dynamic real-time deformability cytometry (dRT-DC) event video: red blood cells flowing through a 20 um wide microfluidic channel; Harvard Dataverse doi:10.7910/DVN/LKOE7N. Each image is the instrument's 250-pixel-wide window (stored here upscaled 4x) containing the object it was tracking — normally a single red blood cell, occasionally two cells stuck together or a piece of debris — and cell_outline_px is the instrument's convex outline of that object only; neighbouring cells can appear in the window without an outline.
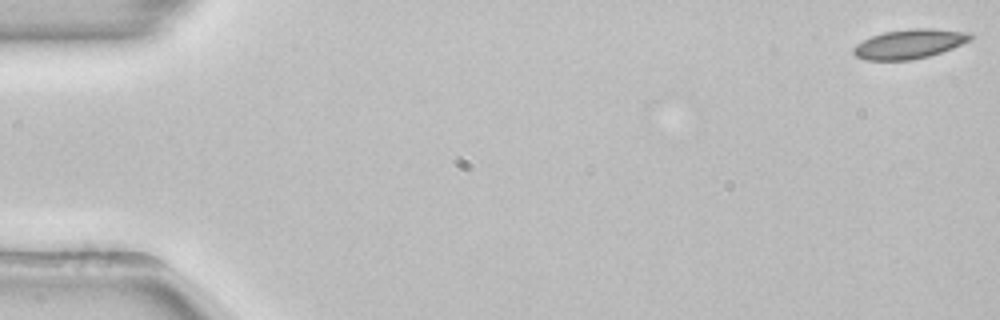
{"species": "common noctule bat (a hibernating species)", "species_latin": "Nyctalus noctula", "temperature_condition": "room temperature", "stored_images_in_passage": 53, "camera_frame_rate_fps": 3000, "um_per_image_px": 0.085, "animal": {"sex": "female", "body_mass_g": 22.7, "forearm_length_mm": 54.2}, "frame": {"image": 1, "passage_image": 1, "time_ms": 0.0, "image_size_px": [1000, 320], "cell_outline_px": [[972, 40], [952, 48], [928, 56], [912, 60], [864, 60], [856, 56], [852, 52], [852, 48], [856, 44], [872, 36], [884, 32], [916, 28], [928, 28], [968, 32], [972, 36]], "centroid_in_image_um": [77.28, 3.74], "position_along_channel_um": 7.7, "area_um2": 19.88}}
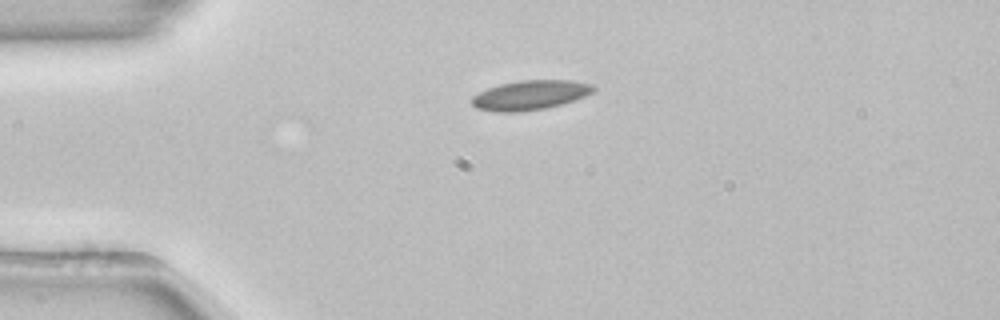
{"frame": {"image": 2, "passage_image": 13, "time_ms": 4.0, "image_size_px": [1000, 320], "cell_outline_px": [[596, 88], [592, 92], [576, 100], [548, 108], [520, 112], [496, 112], [476, 108], [472, 104], [472, 96], [488, 88], [500, 84], [520, 80], [572, 80], [592, 84]], "centroid_in_image_um": [45.08, 8.09], "position_along_channel_um": 39.9, "area_um2": 21.04}}
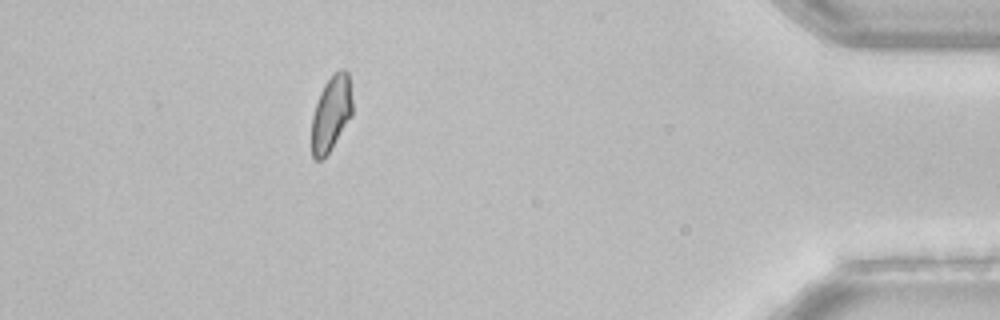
{"frame": {"image": 3, "passage_image": 48, "time_ms": 15.667, "image_size_px": [1000, 320], "cell_outline_px": [[352, 116], [332, 148], [320, 160], [316, 160], [312, 156], [312, 116], [320, 92], [324, 84], [340, 68], [344, 68], [348, 72], [352, 100]], "centroid_in_image_um": [28.16, 9.63], "position_along_channel_um": 407.0, "area_um2": 17.8}, "authors_computed_cell_mechanics": {"area_um2": 20.0566, "velocity_mm_per_s": 3.8607, "shape_relaxation_time_tau1_ms": 6.8978, "shape_relaxation_time_tau2_ms": null, "deformation_change_tau1": 0.1187, "deformation_change_tau2": null}}